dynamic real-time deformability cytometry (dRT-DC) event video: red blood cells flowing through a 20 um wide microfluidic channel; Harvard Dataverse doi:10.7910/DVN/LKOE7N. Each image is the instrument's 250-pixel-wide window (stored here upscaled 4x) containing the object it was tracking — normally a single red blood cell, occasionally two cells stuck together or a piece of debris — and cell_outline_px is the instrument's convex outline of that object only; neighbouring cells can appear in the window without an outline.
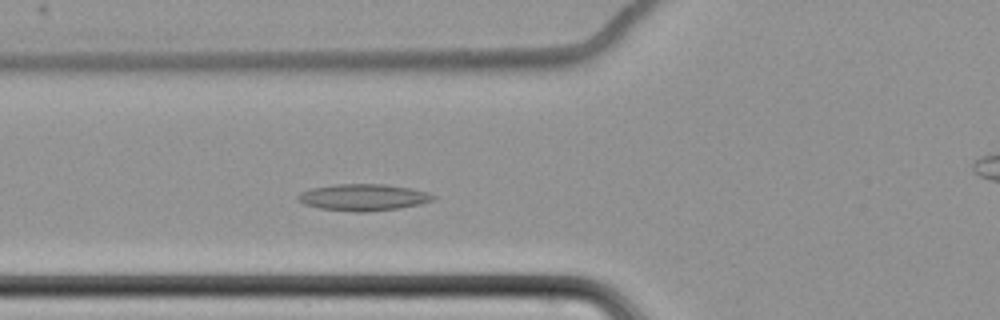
{"species": "common noctule bat (a hibernating species)", "species_latin": "Nyctalus noctula", "temperature_condition": "cold", "stored_images_in_passage": 54, "camera_frame_rate_fps": 3000, "um_per_image_px": 0.085, "animal": {"sex": "female", "body_mass_g": 22.7, "forearm_length_mm": 54.2}, "frame": {"image": 1, "passage_image": 16, "time_ms": 5.0, "image_size_px": [1000, 320], "cell_outline_px": [[436, 196], [432, 200], [420, 204], [400, 208], [364, 212], [356, 212], [320, 208], [304, 204], [296, 200], [296, 196], [300, 192], [312, 188], [336, 184], [384, 184], [408, 188], [428, 192]], "centroid_in_image_um": [30.84, 16.77], "position_along_channel_um": 95.0, "area_um2": 20.92}}
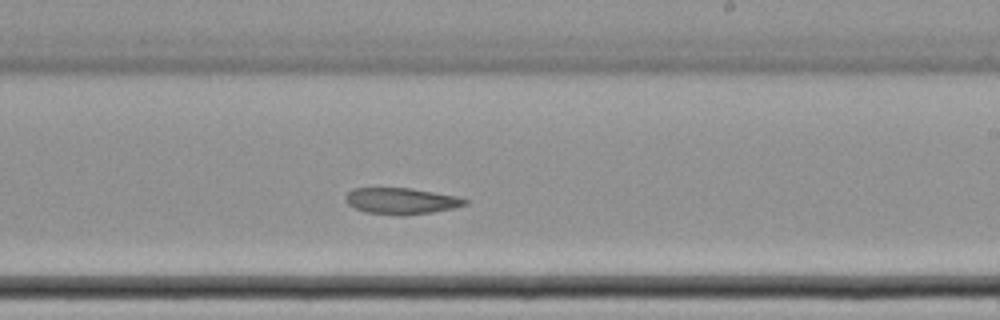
{"frame": {"image": 2, "passage_image": 30, "time_ms": 9.667, "image_size_px": [1000, 320], "cell_outline_px": [[468, 204], [452, 208], [432, 212], [404, 216], [400, 216], [364, 212], [348, 204], [344, 200], [344, 196], [352, 188], [412, 188], [456, 196], [468, 200]], "centroid_in_image_um": [34.07, 17.08], "position_along_channel_um": 254.9, "area_um2": 18.44}}
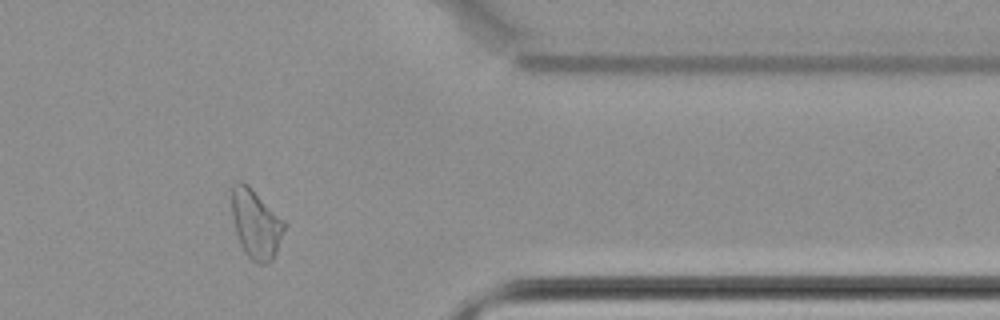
{"frame": {"image": 3, "passage_image": 43, "time_ms": 14.0, "image_size_px": [1000, 320], "cell_outline_px": [[288, 224], [276, 252], [272, 260], [268, 264], [256, 264], [244, 252], [240, 244], [236, 232], [232, 216], [232, 184], [236, 180], [240, 180], [248, 184]], "centroid_in_image_um": [21.76, 19.03], "position_along_channel_um": 389.6, "area_um2": 21.44}}